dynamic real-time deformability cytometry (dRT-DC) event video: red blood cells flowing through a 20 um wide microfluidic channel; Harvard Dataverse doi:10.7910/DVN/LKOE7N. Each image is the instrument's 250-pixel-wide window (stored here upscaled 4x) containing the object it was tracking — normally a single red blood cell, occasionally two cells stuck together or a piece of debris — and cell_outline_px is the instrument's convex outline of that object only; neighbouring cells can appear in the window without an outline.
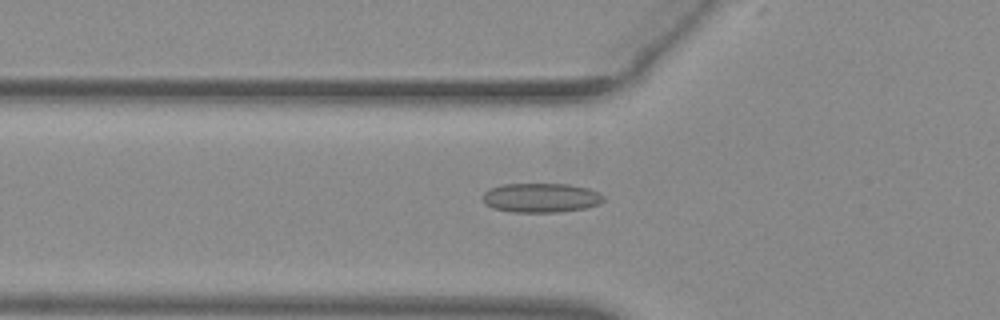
{"species": "common noctule bat (a hibernating species)", "species_latin": "Nyctalus noctula", "temperature_condition": "warm", "stored_images_in_passage": 54, "camera_frame_rate_fps": 3000, "um_per_image_px": 0.085, "animal": {"sex": "female", "body_mass_g": 29.2, "forearm_length_mm": 56.3}, "frame": {"image": 1, "passage_image": 20, "time_ms": 6.333, "image_size_px": [1000, 320], "cell_outline_px": [[604, 200], [600, 204], [584, 208], [560, 212], [512, 212], [492, 208], [484, 204], [484, 192], [488, 188], [504, 184], [568, 184], [588, 188], [600, 192], [604, 196]], "centroid_in_image_um": [45.99, 16.81], "position_along_channel_um": 79.8, "area_um2": 20.81}}
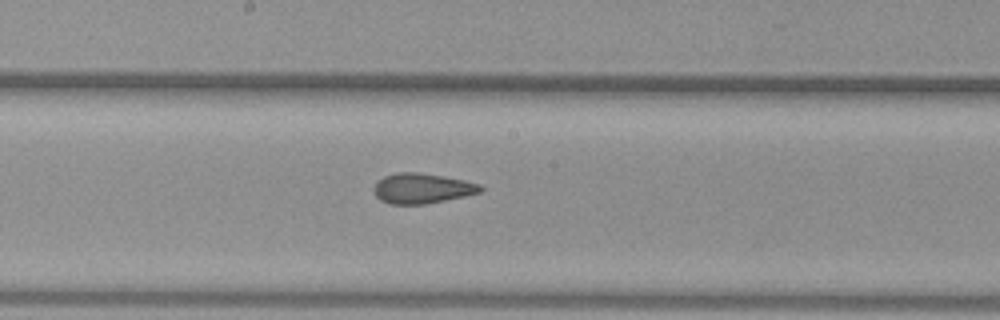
{"frame": {"image": 2, "passage_image": 30, "time_ms": 9.667, "image_size_px": [1000, 320], "cell_outline_px": [[484, 188], [480, 192], [464, 196], [424, 204], [388, 204], [380, 200], [376, 196], [376, 184], [384, 176], [396, 172], [420, 172], [444, 176], [464, 180], [480, 184]], "centroid_in_image_um": [35.89, 16.0], "position_along_channel_um": 212.3, "area_um2": 18.55}}
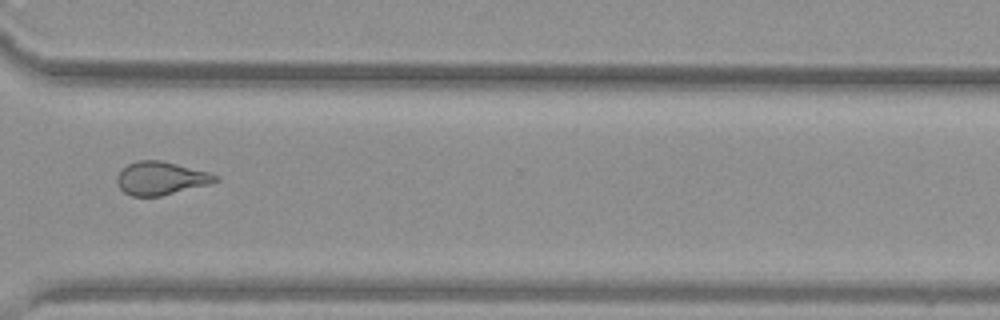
{"frame": {"image": 3, "passage_image": 41, "time_ms": 13.333, "image_size_px": [1000, 320], "cell_outline_px": [[220, 180], [208, 184], [160, 196], [132, 196], [124, 192], [116, 184], [116, 176], [128, 164], [140, 160], [160, 160], [208, 172], [216, 176]], "centroid_in_image_um": [13.63, 15.16], "position_along_channel_um": 357.0, "area_um2": 18.73}, "authors_computed_cell_mechanics": {"area_um2": 19.7676, "velocity_mm_per_s": 3.9573, "shape_relaxation_time_tau1_ms": null, "shape_relaxation_time_tau2_ms": 1.811, "deformation_change_tau1": null, "deformation_change_tau2": 0.0896}}